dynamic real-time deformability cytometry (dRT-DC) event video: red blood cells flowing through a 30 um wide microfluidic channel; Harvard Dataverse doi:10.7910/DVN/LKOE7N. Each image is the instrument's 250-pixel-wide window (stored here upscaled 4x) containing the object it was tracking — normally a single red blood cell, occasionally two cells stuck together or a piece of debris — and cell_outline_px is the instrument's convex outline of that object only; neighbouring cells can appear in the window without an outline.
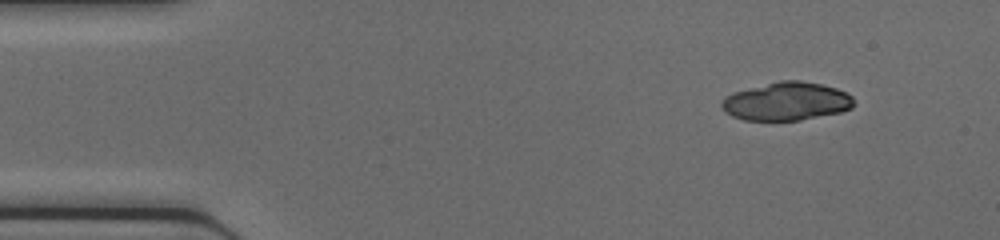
{"species": "common noctule bat (a hibernating species)", "species_latin": "Nyctalus noctula", "temperature_condition": "cold", "stored_images_in_passage": 41, "segment_of_instrument_passage": [1, 2], "camera_frame_rate_fps": 3000, "um_per_image_px": 0.085, "animal": {"sex": "female", "body_mass_g": 17.0, "forearm_length_mm": 48.0}, "frame": {"image": 1, "passage_image": 1, "time_ms": 0.0, "image_size_px": [1000, 240], "cell_outline_px": [[852, 108], [840, 112], [800, 120], [744, 120], [732, 116], [724, 112], [720, 104], [724, 96], [732, 92], [780, 80], [800, 80], [820, 84], [836, 88], [852, 96]], "centroid_in_image_um": [66.8, 8.61], "position_along_channel_um": 18.2, "area_um2": 29.42}}